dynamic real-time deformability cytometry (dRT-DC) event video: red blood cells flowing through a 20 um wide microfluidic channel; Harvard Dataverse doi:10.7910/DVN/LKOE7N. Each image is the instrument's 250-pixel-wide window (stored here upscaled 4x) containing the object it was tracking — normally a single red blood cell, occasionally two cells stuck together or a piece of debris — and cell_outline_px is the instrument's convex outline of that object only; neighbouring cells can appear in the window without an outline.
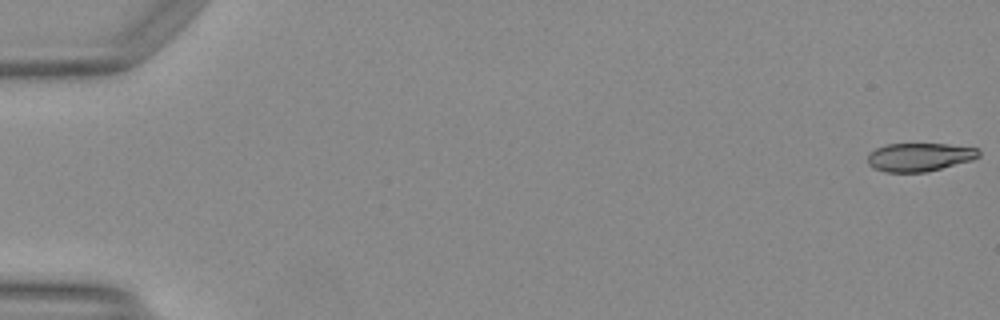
{"species": "Egyptian fruit bat (a non-hibernating species)", "species_latin": "Rousettus aegyptiacus", "temperature_condition": "warm", "stored_images_in_passage": 12, "camera_frame_rate_fps": 3000, "um_per_image_px": 0.085, "animal": {"sex": "female"}, "frame": {"image": 1, "passage_image": 1, "time_ms": 0.0, "image_size_px": [1000, 320], "cell_outline_px": [[980, 156], [972, 160], [924, 172], [884, 172], [872, 168], [868, 164], [868, 152], [884, 144], [948, 144], [980, 148]], "centroid_in_image_um": [78.13, 13.34], "position_along_channel_um": 6.9, "area_um2": 18.5}}